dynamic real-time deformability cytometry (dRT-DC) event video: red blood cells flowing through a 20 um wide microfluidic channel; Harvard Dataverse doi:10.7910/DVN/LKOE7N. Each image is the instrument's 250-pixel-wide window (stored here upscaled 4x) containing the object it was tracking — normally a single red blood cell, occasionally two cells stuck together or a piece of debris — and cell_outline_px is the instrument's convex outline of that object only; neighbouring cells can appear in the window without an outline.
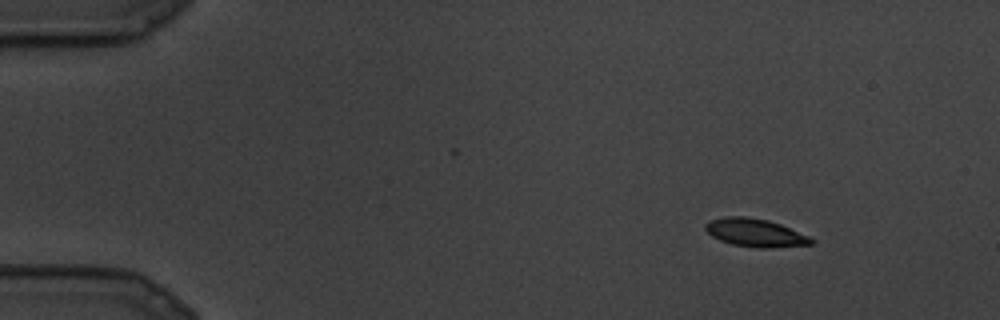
{"species": "common noctule bat (a hibernating species)", "species_latin": "Nyctalus noctula", "temperature_condition": "cold", "stored_images_in_passage": 9, "camera_frame_rate_fps": 3000, "um_per_image_px": 0.085, "animal": {"sex": "male", "body_mass_g": 19.5, "forearm_length_mm": 54.6}, "frame": {"image": 1, "passage_image": 2, "time_ms": 0.333, "image_size_px": [1000, 320], "cell_outline_px": [[816, 240], [812, 244], [772, 248], [756, 248], [732, 244], [720, 240], [712, 236], [704, 228], [704, 224], [708, 220], [724, 216], [748, 216], [768, 220], [780, 224], [808, 236]], "centroid_in_image_um": [64.17, 19.77], "position_along_channel_um": 20.8, "area_um2": 17.46}}
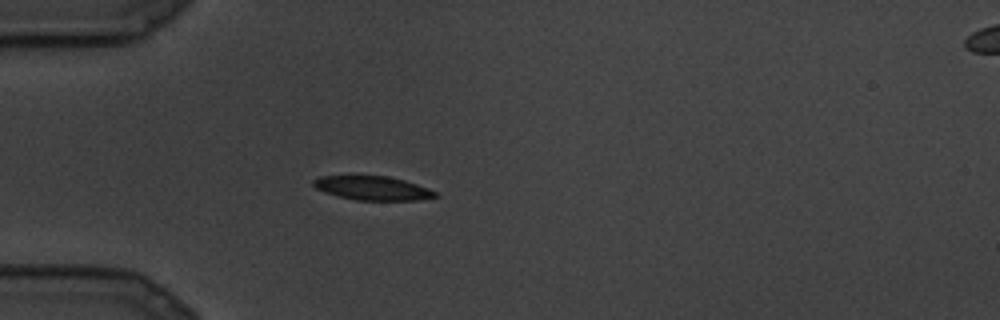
{"frame": {"image": 2, "passage_image": 7, "time_ms": 2.0, "image_size_px": [1000, 320], "cell_outline_px": [[440, 196], [416, 200], [356, 200], [324, 192], [316, 188], [312, 184], [312, 180], [320, 176], [388, 176], [404, 180], [428, 188], [436, 192]], "centroid_in_image_um": [31.67, 15.99], "position_along_channel_um": 53.3, "area_um2": 16.88}}